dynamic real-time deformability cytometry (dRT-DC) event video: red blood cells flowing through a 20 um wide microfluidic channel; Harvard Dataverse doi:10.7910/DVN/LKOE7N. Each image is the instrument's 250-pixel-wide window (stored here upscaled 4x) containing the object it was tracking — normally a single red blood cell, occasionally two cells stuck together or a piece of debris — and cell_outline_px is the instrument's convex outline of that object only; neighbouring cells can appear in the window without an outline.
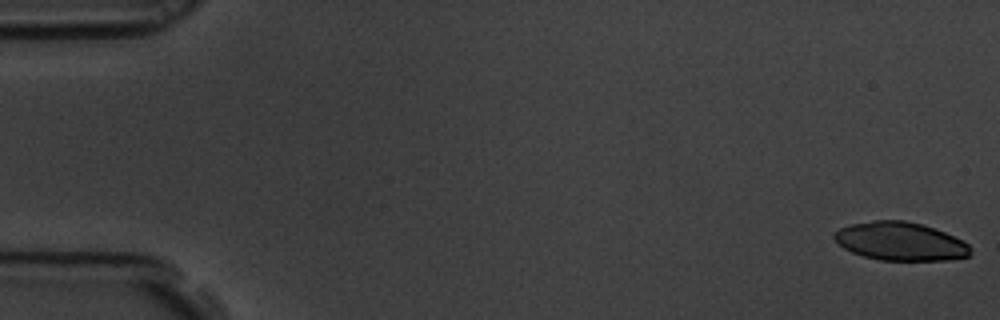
{"species": "common noctule bat (a hibernating species)", "species_latin": "Nyctalus noctula", "temperature_condition": "room temperature", "stored_images_in_passage": 13, "camera_frame_rate_fps": 3000, "um_per_image_px": 0.085, "animal": {"sex": "male", "body_mass_g": 19.5, "forearm_length_mm": 54.6}, "frame": {"image": 1, "passage_image": 1, "time_ms": 0.0, "image_size_px": [1000, 320], "cell_outline_px": [[972, 252], [968, 256], [944, 260], [880, 260], [864, 256], [852, 252], [844, 248], [832, 236], [840, 228], [852, 224], [872, 220], [904, 220], [924, 224], [944, 232], [968, 244], [972, 248]], "centroid_in_image_um": [76.54, 20.51], "position_along_channel_um": 8.5, "area_um2": 30.23}}